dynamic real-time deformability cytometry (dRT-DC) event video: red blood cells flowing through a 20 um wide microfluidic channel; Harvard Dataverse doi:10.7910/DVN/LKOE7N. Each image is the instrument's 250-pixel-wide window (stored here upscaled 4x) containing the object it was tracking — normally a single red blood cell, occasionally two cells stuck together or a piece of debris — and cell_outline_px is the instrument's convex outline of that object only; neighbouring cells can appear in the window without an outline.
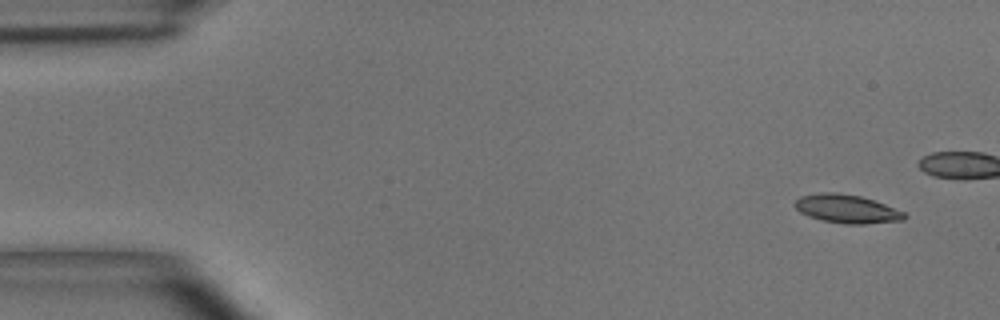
{"species": "common noctule bat (a hibernating species)", "species_latin": "Nyctalus noctula", "temperature_condition": "room temperature", "stored_images_in_passage": 39, "camera_frame_rate_fps": 3000, "um_per_image_px": 0.085, "animal": {"sex": "male", "body_mass_g": 15.6}, "frame": {"image": 1, "passage_image": 1, "time_ms": 0.0, "image_size_px": [1000, 320], "cell_outline_px": [[908, 216], [904, 220], [864, 224], [848, 224], [824, 220], [808, 216], [800, 212], [792, 204], [800, 196], [824, 192], [836, 192], [860, 196], [884, 204], [904, 212]], "centroid_in_image_um": [71.97, 17.75], "position_along_channel_um": 13.0, "area_um2": 18.03}}